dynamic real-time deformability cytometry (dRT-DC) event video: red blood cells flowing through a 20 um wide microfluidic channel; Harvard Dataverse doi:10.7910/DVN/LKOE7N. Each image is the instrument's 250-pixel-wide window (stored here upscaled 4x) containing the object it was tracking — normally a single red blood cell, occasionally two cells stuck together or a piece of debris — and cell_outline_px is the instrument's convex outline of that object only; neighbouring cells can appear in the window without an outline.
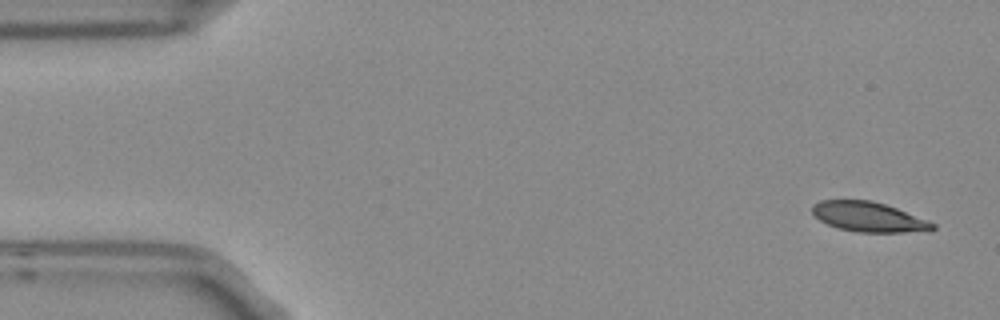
{"species": "Egyptian fruit bat (a non-hibernating species)", "species_latin": "Rousettus aegyptiacus", "temperature_condition": "room temperature", "stored_images_in_passage": 8, "camera_frame_rate_fps": 3000, "um_per_image_px": 0.085, "frame": {"image": 1, "passage_image": 1, "time_ms": 0.0, "image_size_px": [1000, 320], "cell_outline_px": [[936, 228], [932, 232], [860, 232], [840, 228], [828, 224], [820, 220], [812, 212], [812, 204], [820, 200], [872, 200], [896, 208], [928, 220], [936, 224]], "centroid_in_image_um": [73.89, 18.44], "position_along_channel_um": 11.1, "area_um2": 20.98}}
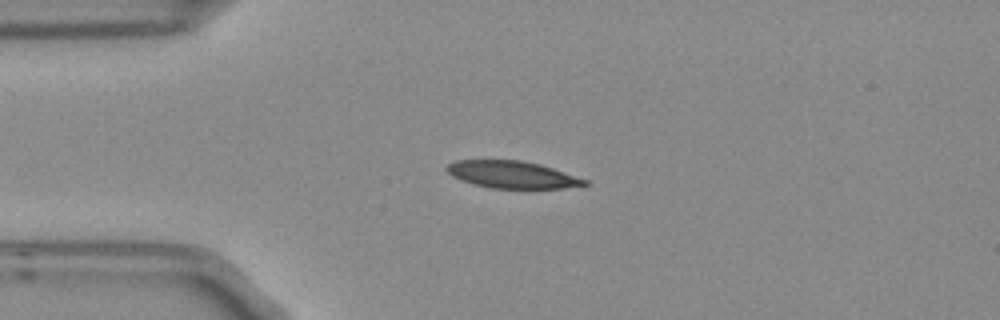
{"frame": {"image": 2, "passage_image": 4, "time_ms": 1.0, "image_size_px": [1000, 320], "cell_outline_px": [[588, 184], [564, 188], [492, 188], [476, 184], [452, 176], [444, 168], [448, 164], [456, 160], [520, 160], [540, 164], [588, 180]], "centroid_in_image_um": [43.53, 14.83], "position_along_channel_um": 41.5, "area_um2": 21.5}}